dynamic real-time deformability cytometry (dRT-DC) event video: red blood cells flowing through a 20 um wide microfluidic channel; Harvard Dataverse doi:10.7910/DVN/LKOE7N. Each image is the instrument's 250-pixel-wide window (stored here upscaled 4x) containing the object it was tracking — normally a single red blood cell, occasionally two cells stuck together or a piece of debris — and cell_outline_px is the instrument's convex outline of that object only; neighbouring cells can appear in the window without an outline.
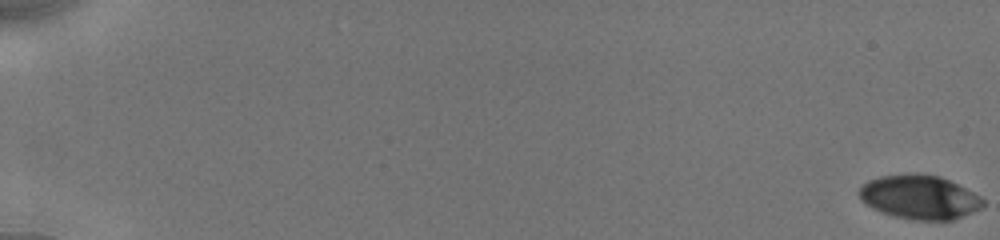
{"species": "human", "species_latin": "Homo sapiens", "temperature_condition": "cold", "stored_images_in_passage": 23, "camera_frame_rate_fps": 3000, "um_per_image_px": 0.085, "donor": {"sex": "male"}, "frame": {"image": 1, "passage_image": 1, "time_ms": 0.0, "image_size_px": [1000, 240], "cell_outline_px": [[984, 204], [980, 208], [972, 212], [952, 220], [912, 220], [880, 212], [872, 208], [860, 200], [860, 188], [868, 180], [880, 176], [912, 172], [916, 172], [940, 176], [980, 196], [984, 200]], "centroid_in_image_um": [78.13, 16.74], "position_along_channel_um": 6.9, "area_um2": 31.73}}
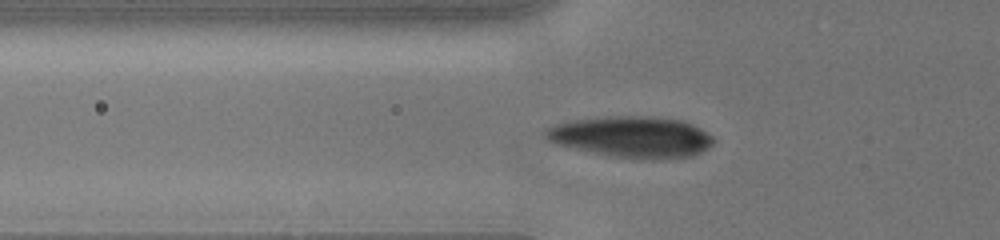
{"frame": {"image": 2, "passage_image": 20, "time_ms": 7.0, "image_size_px": [1000, 240], "cell_outline_px": [[716, 140], [708, 148], [692, 156], [660, 160], [640, 160], [608, 156], [556, 144], [548, 140], [544, 136], [544, 128], [552, 124], [572, 120], [604, 116], [652, 116], [680, 120], [692, 124], [700, 128], [712, 136]], "centroid_in_image_um": [53.67, 11.65], "position_along_channel_um": 72.1, "area_um2": 41.04}}
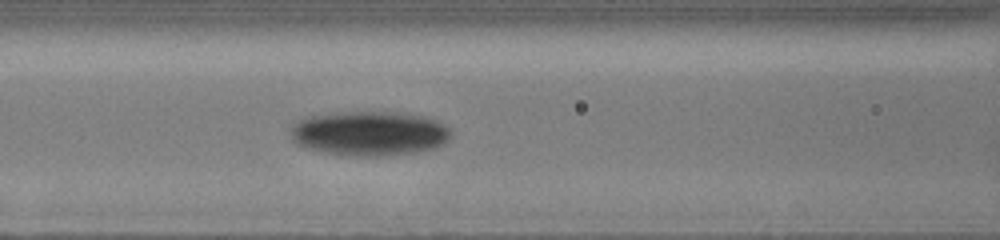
{"frame": {"image": 3, "passage_image": 23, "time_ms": 8.667, "image_size_px": [1000, 240], "cell_outline_px": [[452, 136], [444, 144], [432, 148], [416, 152], [380, 156], [352, 156], [324, 152], [308, 148], [296, 144], [292, 140], [292, 124], [308, 116], [344, 112], [404, 112], [428, 116], [452, 128]], "centroid_in_image_um": [31.46, 11.33], "position_along_channel_um": 135.1, "area_um2": 41.96}}